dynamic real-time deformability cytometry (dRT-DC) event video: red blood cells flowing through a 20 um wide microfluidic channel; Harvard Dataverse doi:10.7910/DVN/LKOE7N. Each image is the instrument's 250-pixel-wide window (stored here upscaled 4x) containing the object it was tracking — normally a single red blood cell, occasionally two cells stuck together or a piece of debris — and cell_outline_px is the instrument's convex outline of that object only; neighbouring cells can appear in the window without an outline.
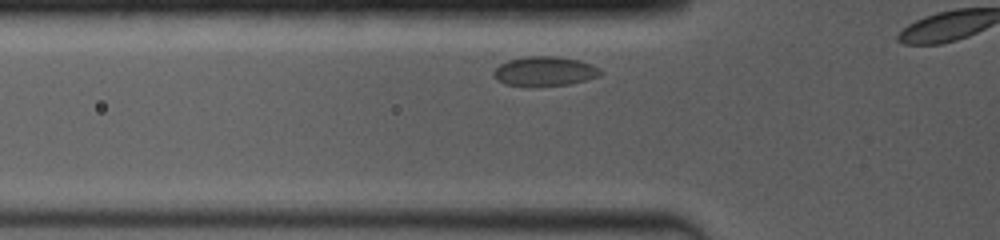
{"species": "common noctule bat (a hibernating species)", "species_latin": "Nyctalus noctula", "temperature_condition": "room temperature", "stored_images_in_passage": 7, "segment_of_instrument_passage": [1, 2], "camera_frame_rate_fps": 4000, "um_per_image_px": 0.085, "animal": {"sex": "female", "body_mass_g": 19.0, "forearm_length_mm": 53.3}, "frame": {"image": 1, "passage_image": 2, "time_ms": 0.5, "image_size_px": [1000, 240], "cell_outline_px": [[604, 72], [600, 76], [568, 84], [528, 88], [524, 88], [504, 84], [492, 72], [500, 64], [508, 60], [524, 56], [556, 56], [580, 60], [592, 64], [600, 68]], "centroid_in_image_um": [46.31, 6.07], "position_along_channel_um": 79.5, "area_um2": 18.79}}
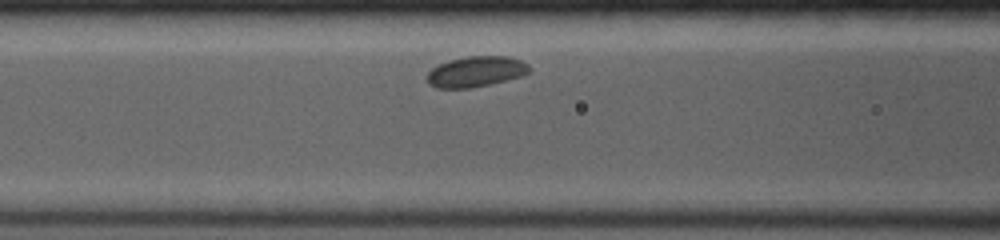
{"frame": {"image": 2, "passage_image": 5, "time_ms": 1.75, "image_size_px": [1000, 240], "cell_outline_px": [[528, 72], [524, 76], [488, 84], [468, 88], [436, 88], [428, 84], [428, 72], [432, 68], [448, 60], [468, 56], [508, 56], [520, 60], [528, 64]], "centroid_in_image_um": [40.44, 6.08], "position_along_channel_um": 126.2, "area_um2": 18.09}}